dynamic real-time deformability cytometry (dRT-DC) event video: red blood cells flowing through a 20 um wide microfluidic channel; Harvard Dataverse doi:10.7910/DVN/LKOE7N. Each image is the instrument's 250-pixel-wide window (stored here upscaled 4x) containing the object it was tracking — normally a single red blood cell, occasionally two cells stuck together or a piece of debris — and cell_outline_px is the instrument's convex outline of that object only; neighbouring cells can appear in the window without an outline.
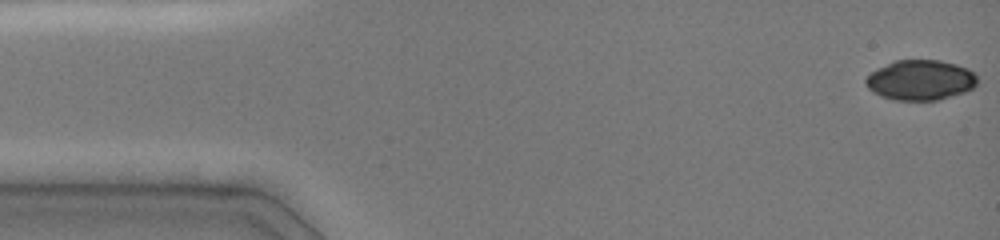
{"species": "common noctule bat (a hibernating species)", "species_latin": "Nyctalus noctula", "temperature_condition": "cold", "stored_images_in_passage": 43, "camera_frame_rate_fps": 3000, "um_per_image_px": 0.085, "animal": {"sex": "female", "body_mass_g": 19.0, "forearm_length_mm": 51.5}, "frame": {"image": 1, "passage_image": 1, "time_ms": 0.0, "image_size_px": [1000, 240], "cell_outline_px": [[976, 84], [972, 88], [964, 92], [936, 100], [896, 100], [880, 96], [872, 92], [864, 84], [864, 80], [876, 68], [896, 60], [940, 60], [956, 64], [968, 68], [976, 76]], "centroid_in_image_um": [78.2, 6.8], "position_along_channel_um": 6.8, "area_um2": 26.07}}
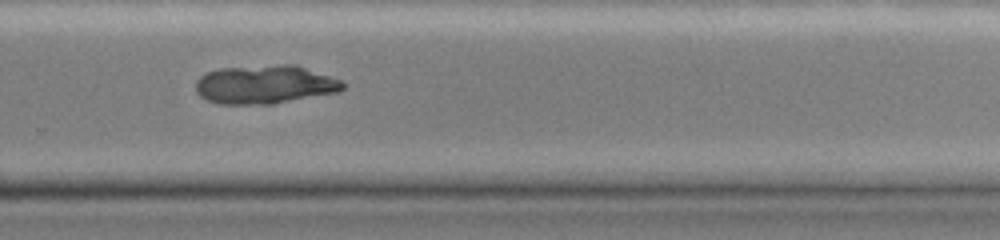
{"frame": {"image": 2, "passage_image": 29, "time_ms": 10.333, "image_size_px": [1000, 240], "cell_outline_px": [[344, 88], [336, 92], [272, 104], [216, 104], [200, 96], [196, 92], [196, 80], [200, 76], [208, 72], [220, 68], [280, 64], [296, 64], [340, 80], [344, 84]], "centroid_in_image_um": [22.47, 7.18], "position_along_channel_um": 307.3, "area_um2": 33.0}}
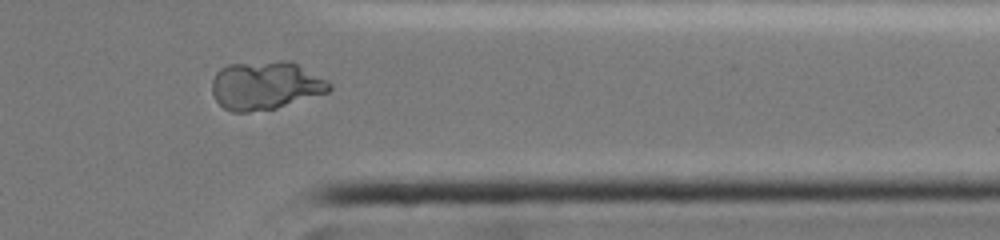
{"frame": {"image": 3, "passage_image": 33, "time_ms": 12.333, "image_size_px": [1000, 240], "cell_outline_px": [[332, 88], [328, 92], [276, 108], [248, 112], [232, 112], [224, 108], [216, 100], [212, 92], [212, 80], [216, 72], [220, 68], [228, 64], [280, 60], [288, 60], [328, 80], [332, 84]], "centroid_in_image_um": [22.55, 7.26], "position_along_channel_um": 388.8, "area_um2": 33.12}}